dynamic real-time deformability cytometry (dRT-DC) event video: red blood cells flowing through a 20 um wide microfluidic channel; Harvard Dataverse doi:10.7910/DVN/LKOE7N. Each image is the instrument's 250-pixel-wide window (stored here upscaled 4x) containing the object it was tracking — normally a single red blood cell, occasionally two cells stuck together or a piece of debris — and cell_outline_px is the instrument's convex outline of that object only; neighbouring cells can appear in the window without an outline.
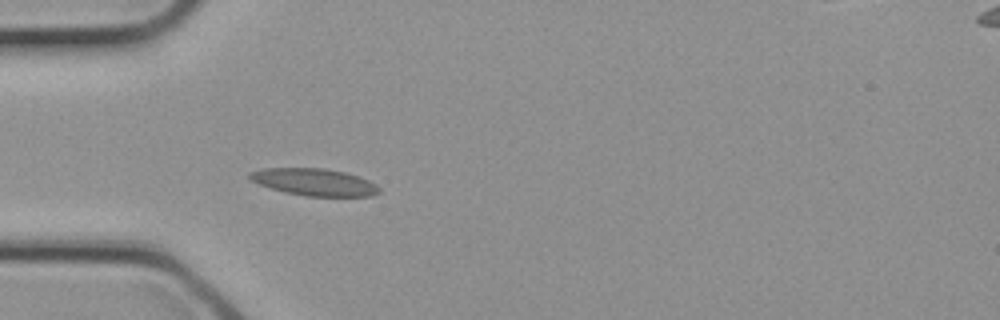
{"species": "common noctule bat (a hibernating species)", "species_latin": "Nyctalus noctula", "temperature_condition": "cold", "stored_images_in_passage": 8, "camera_frame_rate_fps": 3000, "um_per_image_px": 0.085, "animal": {"sex": "female", "body_mass_g": 21.9}, "frame": {"image": 1, "passage_image": 4, "time_ms": 1.0, "image_size_px": [1000, 320], "cell_outline_px": [[380, 192], [372, 196], [308, 196], [288, 192], [272, 188], [260, 184], [252, 180], [248, 176], [248, 172], [264, 168], [324, 168], [344, 172], [360, 176], [376, 184], [380, 188]], "centroid_in_image_um": [26.76, 15.47], "position_along_channel_um": 58.2, "area_um2": 20.29}}
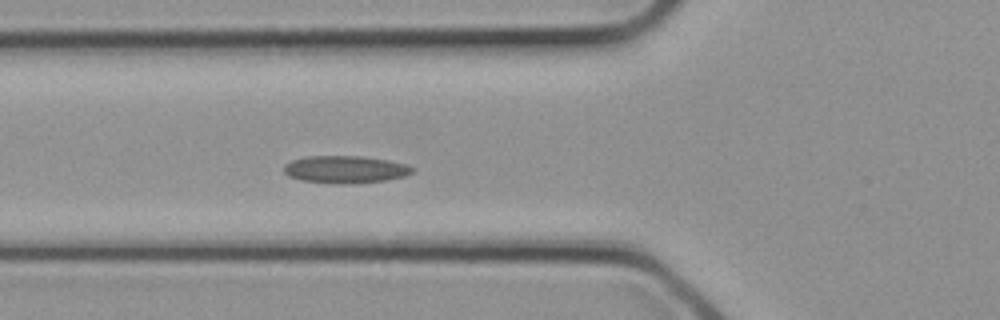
{"frame": {"image": 2, "passage_image": 6, "time_ms": 1.667, "image_size_px": [1000, 320], "cell_outline_px": [[412, 172], [404, 176], [384, 180], [300, 180], [288, 176], [284, 172], [284, 164], [292, 160], [304, 156], [360, 156], [388, 160], [408, 164], [412, 168]], "centroid_in_image_um": [29.32, 14.32], "position_along_channel_um": 96.5, "area_um2": 19.13}}
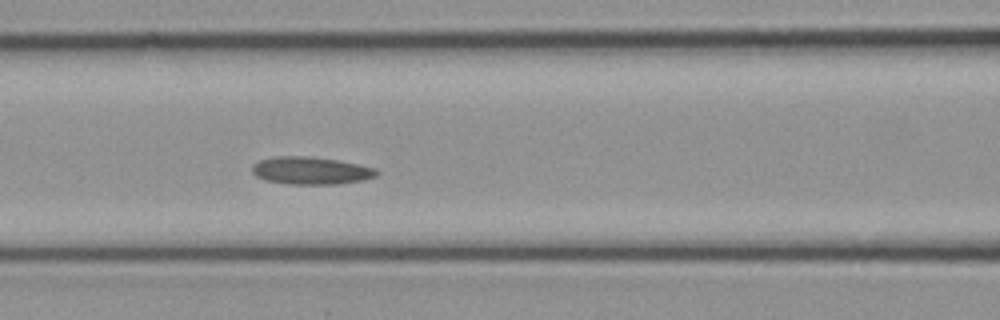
{"frame": {"image": 3, "passage_image": 8, "time_ms": 2.333, "image_size_px": [1000, 320], "cell_outline_px": [[380, 172], [376, 176], [364, 180], [336, 184], [292, 184], [264, 180], [256, 176], [252, 172], [252, 168], [260, 160], [276, 156], [308, 156], [336, 160], [376, 168]], "centroid_in_image_um": [26.44, 14.51], "position_along_channel_um": 140.2, "area_um2": 19.83}}